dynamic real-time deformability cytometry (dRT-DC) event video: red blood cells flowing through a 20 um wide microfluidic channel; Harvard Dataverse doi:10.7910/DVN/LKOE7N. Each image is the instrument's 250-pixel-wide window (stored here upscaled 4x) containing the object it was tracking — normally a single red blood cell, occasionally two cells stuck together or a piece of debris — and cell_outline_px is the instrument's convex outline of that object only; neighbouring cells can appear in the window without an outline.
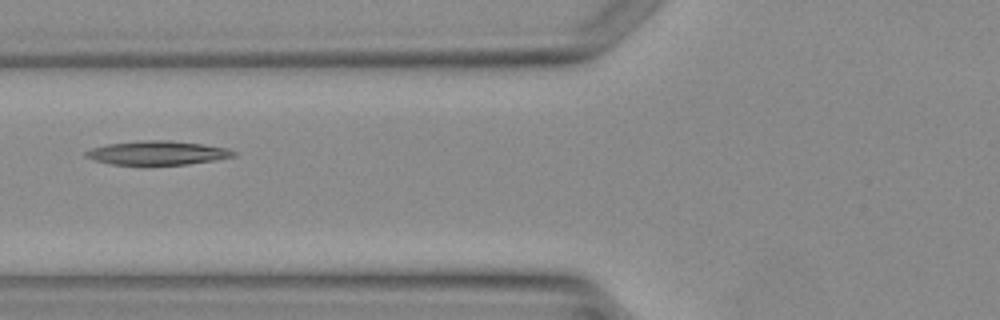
{"species": "Egyptian fruit bat (a non-hibernating species)", "species_latin": "Rousettus aegyptiacus", "temperature_condition": "warm", "stored_images_in_passage": 3, "camera_frame_rate_fps": 3000, "um_per_image_px": 0.085, "animal": {"sex": "female"}, "frame": {"image": 1, "passage_image": 3, "time_ms": 2.333, "image_size_px": [1000, 320], "cell_outline_px": [[236, 156], [216, 160], [188, 164], [112, 164], [96, 160], [84, 156], [84, 152], [92, 148], [108, 144], [144, 140], [172, 140], [204, 144], [228, 148], [236, 152]], "centroid_in_image_um": [13.44, 12.98], "position_along_channel_um": 112.4, "area_um2": 20.46}}